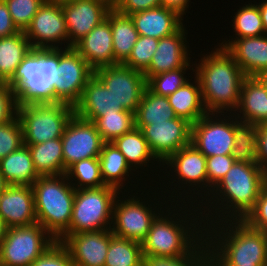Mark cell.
<instances>
[{
  "label": "cell",
  "mask_w": 267,
  "mask_h": 266,
  "mask_svg": "<svg viewBox=\"0 0 267 266\" xmlns=\"http://www.w3.org/2000/svg\"><path fill=\"white\" fill-rule=\"evenodd\" d=\"M173 211L177 212V209L168 212L169 214L167 216L166 213L163 215L164 212L161 211V214L159 213V215H157V217L153 220L146 238L141 243L143 256H164L173 258L186 256L204 239L205 229L203 228L206 227V223L202 218H199L200 216H196L197 214L195 213H189L188 215L185 211H183L186 215H184L181 219L179 217L181 213L178 214L177 212L172 215L171 213ZM187 215H193L192 217L194 219L190 217L191 221L187 220L190 219ZM198 220L200 222H198ZM202 222H204V226H201ZM200 227L203 228L200 230Z\"/></svg>",
  "instance_id": "4"
},
{
  "label": "cell",
  "mask_w": 267,
  "mask_h": 266,
  "mask_svg": "<svg viewBox=\"0 0 267 266\" xmlns=\"http://www.w3.org/2000/svg\"><path fill=\"white\" fill-rule=\"evenodd\" d=\"M197 65V66H196ZM203 104L208 113L235 111L240 102L243 80L247 77L234 61L232 55L223 47L215 48L195 64Z\"/></svg>",
  "instance_id": "2"
},
{
  "label": "cell",
  "mask_w": 267,
  "mask_h": 266,
  "mask_svg": "<svg viewBox=\"0 0 267 266\" xmlns=\"http://www.w3.org/2000/svg\"><path fill=\"white\" fill-rule=\"evenodd\" d=\"M0 173L9 185L32 186L40 177L35 171L31 152L25 144L0 159Z\"/></svg>",
  "instance_id": "27"
},
{
  "label": "cell",
  "mask_w": 267,
  "mask_h": 266,
  "mask_svg": "<svg viewBox=\"0 0 267 266\" xmlns=\"http://www.w3.org/2000/svg\"><path fill=\"white\" fill-rule=\"evenodd\" d=\"M219 47L225 48L247 77L267 70V35L234 38ZM224 43V44H223Z\"/></svg>",
  "instance_id": "21"
},
{
  "label": "cell",
  "mask_w": 267,
  "mask_h": 266,
  "mask_svg": "<svg viewBox=\"0 0 267 266\" xmlns=\"http://www.w3.org/2000/svg\"><path fill=\"white\" fill-rule=\"evenodd\" d=\"M68 180L75 189L99 188L104 186L98 157L83 159L73 163L65 172ZM74 177V178H73ZM72 178V179H71ZM76 185V186H75Z\"/></svg>",
  "instance_id": "38"
},
{
  "label": "cell",
  "mask_w": 267,
  "mask_h": 266,
  "mask_svg": "<svg viewBox=\"0 0 267 266\" xmlns=\"http://www.w3.org/2000/svg\"><path fill=\"white\" fill-rule=\"evenodd\" d=\"M94 75L106 86L114 98V104L136 112L147 80L144 73L123 64L100 67Z\"/></svg>",
  "instance_id": "11"
},
{
  "label": "cell",
  "mask_w": 267,
  "mask_h": 266,
  "mask_svg": "<svg viewBox=\"0 0 267 266\" xmlns=\"http://www.w3.org/2000/svg\"><path fill=\"white\" fill-rule=\"evenodd\" d=\"M54 242L56 240L38 223L7 228L0 243V265L30 266Z\"/></svg>",
  "instance_id": "9"
},
{
  "label": "cell",
  "mask_w": 267,
  "mask_h": 266,
  "mask_svg": "<svg viewBox=\"0 0 267 266\" xmlns=\"http://www.w3.org/2000/svg\"><path fill=\"white\" fill-rule=\"evenodd\" d=\"M73 47L93 70L118 65L114 58L111 24L107 19L92 29Z\"/></svg>",
  "instance_id": "22"
},
{
  "label": "cell",
  "mask_w": 267,
  "mask_h": 266,
  "mask_svg": "<svg viewBox=\"0 0 267 266\" xmlns=\"http://www.w3.org/2000/svg\"><path fill=\"white\" fill-rule=\"evenodd\" d=\"M255 78L261 83L264 89L267 91V70L260 72Z\"/></svg>",
  "instance_id": "54"
},
{
  "label": "cell",
  "mask_w": 267,
  "mask_h": 266,
  "mask_svg": "<svg viewBox=\"0 0 267 266\" xmlns=\"http://www.w3.org/2000/svg\"><path fill=\"white\" fill-rule=\"evenodd\" d=\"M119 194V190L107 185L76 189L69 229L57 241L62 242L70 234L111 229Z\"/></svg>",
  "instance_id": "7"
},
{
  "label": "cell",
  "mask_w": 267,
  "mask_h": 266,
  "mask_svg": "<svg viewBox=\"0 0 267 266\" xmlns=\"http://www.w3.org/2000/svg\"><path fill=\"white\" fill-rule=\"evenodd\" d=\"M210 212L213 216L209 214ZM214 215L211 210L204 216L200 215L202 219L204 217L203 221L207 220L206 223L208 221L211 223H207L205 227V239L209 248V266L267 265L266 233L250 227L244 220H225L215 224L213 223Z\"/></svg>",
  "instance_id": "1"
},
{
  "label": "cell",
  "mask_w": 267,
  "mask_h": 266,
  "mask_svg": "<svg viewBox=\"0 0 267 266\" xmlns=\"http://www.w3.org/2000/svg\"><path fill=\"white\" fill-rule=\"evenodd\" d=\"M98 158L104 184L122 192L123 180L126 181L127 176L129 177L128 173L131 174L135 168L130 167L124 155L113 143H104Z\"/></svg>",
  "instance_id": "32"
},
{
  "label": "cell",
  "mask_w": 267,
  "mask_h": 266,
  "mask_svg": "<svg viewBox=\"0 0 267 266\" xmlns=\"http://www.w3.org/2000/svg\"><path fill=\"white\" fill-rule=\"evenodd\" d=\"M46 0H4L12 21L19 31H25Z\"/></svg>",
  "instance_id": "43"
},
{
  "label": "cell",
  "mask_w": 267,
  "mask_h": 266,
  "mask_svg": "<svg viewBox=\"0 0 267 266\" xmlns=\"http://www.w3.org/2000/svg\"><path fill=\"white\" fill-rule=\"evenodd\" d=\"M28 146L35 171L39 176H57L65 174L63 146L61 138L48 140Z\"/></svg>",
  "instance_id": "31"
},
{
  "label": "cell",
  "mask_w": 267,
  "mask_h": 266,
  "mask_svg": "<svg viewBox=\"0 0 267 266\" xmlns=\"http://www.w3.org/2000/svg\"><path fill=\"white\" fill-rule=\"evenodd\" d=\"M195 80L194 84L196 85L191 84L188 80L167 97L177 117L183 118L191 124L208 113L203 104L201 87L196 76Z\"/></svg>",
  "instance_id": "28"
},
{
  "label": "cell",
  "mask_w": 267,
  "mask_h": 266,
  "mask_svg": "<svg viewBox=\"0 0 267 266\" xmlns=\"http://www.w3.org/2000/svg\"><path fill=\"white\" fill-rule=\"evenodd\" d=\"M0 218L7 228L37 223L32 187L8 185L0 194Z\"/></svg>",
  "instance_id": "19"
},
{
  "label": "cell",
  "mask_w": 267,
  "mask_h": 266,
  "mask_svg": "<svg viewBox=\"0 0 267 266\" xmlns=\"http://www.w3.org/2000/svg\"><path fill=\"white\" fill-rule=\"evenodd\" d=\"M112 8L113 0H77L63 4L69 47L102 23Z\"/></svg>",
  "instance_id": "17"
},
{
  "label": "cell",
  "mask_w": 267,
  "mask_h": 266,
  "mask_svg": "<svg viewBox=\"0 0 267 266\" xmlns=\"http://www.w3.org/2000/svg\"><path fill=\"white\" fill-rule=\"evenodd\" d=\"M59 75L53 90V102L75 106L94 70L74 47L59 49Z\"/></svg>",
  "instance_id": "10"
},
{
  "label": "cell",
  "mask_w": 267,
  "mask_h": 266,
  "mask_svg": "<svg viewBox=\"0 0 267 266\" xmlns=\"http://www.w3.org/2000/svg\"><path fill=\"white\" fill-rule=\"evenodd\" d=\"M97 131L105 143H112L116 138L135 128V114L129 110L105 113L94 122Z\"/></svg>",
  "instance_id": "37"
},
{
  "label": "cell",
  "mask_w": 267,
  "mask_h": 266,
  "mask_svg": "<svg viewBox=\"0 0 267 266\" xmlns=\"http://www.w3.org/2000/svg\"><path fill=\"white\" fill-rule=\"evenodd\" d=\"M139 35L161 39L176 33L184 20L176 11L157 7L130 15Z\"/></svg>",
  "instance_id": "25"
},
{
  "label": "cell",
  "mask_w": 267,
  "mask_h": 266,
  "mask_svg": "<svg viewBox=\"0 0 267 266\" xmlns=\"http://www.w3.org/2000/svg\"><path fill=\"white\" fill-rule=\"evenodd\" d=\"M235 14L232 20L234 21L232 27L234 26L235 36L238 35L236 38L265 35L261 13L257 4H245Z\"/></svg>",
  "instance_id": "40"
},
{
  "label": "cell",
  "mask_w": 267,
  "mask_h": 266,
  "mask_svg": "<svg viewBox=\"0 0 267 266\" xmlns=\"http://www.w3.org/2000/svg\"><path fill=\"white\" fill-rule=\"evenodd\" d=\"M7 232V227L4 221L0 218V243L4 240Z\"/></svg>",
  "instance_id": "55"
},
{
  "label": "cell",
  "mask_w": 267,
  "mask_h": 266,
  "mask_svg": "<svg viewBox=\"0 0 267 266\" xmlns=\"http://www.w3.org/2000/svg\"><path fill=\"white\" fill-rule=\"evenodd\" d=\"M49 1L63 5V4L69 3V2L77 1V0H49Z\"/></svg>",
  "instance_id": "57"
},
{
  "label": "cell",
  "mask_w": 267,
  "mask_h": 266,
  "mask_svg": "<svg viewBox=\"0 0 267 266\" xmlns=\"http://www.w3.org/2000/svg\"><path fill=\"white\" fill-rule=\"evenodd\" d=\"M256 156L257 163L267 177V123L257 125Z\"/></svg>",
  "instance_id": "50"
},
{
  "label": "cell",
  "mask_w": 267,
  "mask_h": 266,
  "mask_svg": "<svg viewBox=\"0 0 267 266\" xmlns=\"http://www.w3.org/2000/svg\"><path fill=\"white\" fill-rule=\"evenodd\" d=\"M68 181L65 174L40 176L31 186L37 223L56 241L69 229L72 218L76 189Z\"/></svg>",
  "instance_id": "6"
},
{
  "label": "cell",
  "mask_w": 267,
  "mask_h": 266,
  "mask_svg": "<svg viewBox=\"0 0 267 266\" xmlns=\"http://www.w3.org/2000/svg\"><path fill=\"white\" fill-rule=\"evenodd\" d=\"M111 24L114 58L118 64H123L130 56L139 38L130 15L121 14L114 7L106 18Z\"/></svg>",
  "instance_id": "29"
},
{
  "label": "cell",
  "mask_w": 267,
  "mask_h": 266,
  "mask_svg": "<svg viewBox=\"0 0 267 266\" xmlns=\"http://www.w3.org/2000/svg\"><path fill=\"white\" fill-rule=\"evenodd\" d=\"M137 196L118 199L114 203L111 231L114 236L142 243L146 238L153 220L159 214V209L152 207ZM120 201V202H119ZM144 203V204H143ZM150 207V208H149ZM154 210V211H153Z\"/></svg>",
  "instance_id": "12"
},
{
  "label": "cell",
  "mask_w": 267,
  "mask_h": 266,
  "mask_svg": "<svg viewBox=\"0 0 267 266\" xmlns=\"http://www.w3.org/2000/svg\"><path fill=\"white\" fill-rule=\"evenodd\" d=\"M141 243L113 236L104 266H143Z\"/></svg>",
  "instance_id": "35"
},
{
  "label": "cell",
  "mask_w": 267,
  "mask_h": 266,
  "mask_svg": "<svg viewBox=\"0 0 267 266\" xmlns=\"http://www.w3.org/2000/svg\"><path fill=\"white\" fill-rule=\"evenodd\" d=\"M143 266H209V248L204 238L188 255L182 257L144 256Z\"/></svg>",
  "instance_id": "39"
},
{
  "label": "cell",
  "mask_w": 267,
  "mask_h": 266,
  "mask_svg": "<svg viewBox=\"0 0 267 266\" xmlns=\"http://www.w3.org/2000/svg\"><path fill=\"white\" fill-rule=\"evenodd\" d=\"M5 82L2 80V78L0 77V85L4 84Z\"/></svg>",
  "instance_id": "58"
},
{
  "label": "cell",
  "mask_w": 267,
  "mask_h": 266,
  "mask_svg": "<svg viewBox=\"0 0 267 266\" xmlns=\"http://www.w3.org/2000/svg\"><path fill=\"white\" fill-rule=\"evenodd\" d=\"M164 163L174 170L179 183L183 181V184H188V190L191 192L190 186H196L197 190L202 187L209 190L206 156L191 143L172 154Z\"/></svg>",
  "instance_id": "23"
},
{
  "label": "cell",
  "mask_w": 267,
  "mask_h": 266,
  "mask_svg": "<svg viewBox=\"0 0 267 266\" xmlns=\"http://www.w3.org/2000/svg\"><path fill=\"white\" fill-rule=\"evenodd\" d=\"M235 117L254 125L267 123V91L255 77H246L240 91ZM242 114V116H241ZM241 117V118H240Z\"/></svg>",
  "instance_id": "26"
},
{
  "label": "cell",
  "mask_w": 267,
  "mask_h": 266,
  "mask_svg": "<svg viewBox=\"0 0 267 266\" xmlns=\"http://www.w3.org/2000/svg\"><path fill=\"white\" fill-rule=\"evenodd\" d=\"M251 266H267V265H251Z\"/></svg>",
  "instance_id": "59"
},
{
  "label": "cell",
  "mask_w": 267,
  "mask_h": 266,
  "mask_svg": "<svg viewBox=\"0 0 267 266\" xmlns=\"http://www.w3.org/2000/svg\"><path fill=\"white\" fill-rule=\"evenodd\" d=\"M24 33L33 49H60L58 44L61 42L62 45V41L66 40L67 46L64 44V47L68 48L69 39L62 5L46 0Z\"/></svg>",
  "instance_id": "14"
},
{
  "label": "cell",
  "mask_w": 267,
  "mask_h": 266,
  "mask_svg": "<svg viewBox=\"0 0 267 266\" xmlns=\"http://www.w3.org/2000/svg\"><path fill=\"white\" fill-rule=\"evenodd\" d=\"M234 162L235 160L231 155H215L206 157L208 188L210 193L207 190L201 191L204 192V196L206 195L205 198L203 196L201 198H208L207 196L211 194L212 188H214L218 184V182L227 174Z\"/></svg>",
  "instance_id": "45"
},
{
  "label": "cell",
  "mask_w": 267,
  "mask_h": 266,
  "mask_svg": "<svg viewBox=\"0 0 267 266\" xmlns=\"http://www.w3.org/2000/svg\"><path fill=\"white\" fill-rule=\"evenodd\" d=\"M236 119V120H235ZM257 126L234 118V148L231 156L235 162L257 163Z\"/></svg>",
  "instance_id": "36"
},
{
  "label": "cell",
  "mask_w": 267,
  "mask_h": 266,
  "mask_svg": "<svg viewBox=\"0 0 267 266\" xmlns=\"http://www.w3.org/2000/svg\"><path fill=\"white\" fill-rule=\"evenodd\" d=\"M122 110L126 109L114 104L110 91L95 75L88 80L79 102L74 106L76 116L91 122L105 113Z\"/></svg>",
  "instance_id": "24"
},
{
  "label": "cell",
  "mask_w": 267,
  "mask_h": 266,
  "mask_svg": "<svg viewBox=\"0 0 267 266\" xmlns=\"http://www.w3.org/2000/svg\"><path fill=\"white\" fill-rule=\"evenodd\" d=\"M59 77V49H32L9 84L18 104L53 102Z\"/></svg>",
  "instance_id": "5"
},
{
  "label": "cell",
  "mask_w": 267,
  "mask_h": 266,
  "mask_svg": "<svg viewBox=\"0 0 267 266\" xmlns=\"http://www.w3.org/2000/svg\"><path fill=\"white\" fill-rule=\"evenodd\" d=\"M189 66L190 62L185 67L152 76L147 81V87L157 95L168 97L189 80L184 77Z\"/></svg>",
  "instance_id": "41"
},
{
  "label": "cell",
  "mask_w": 267,
  "mask_h": 266,
  "mask_svg": "<svg viewBox=\"0 0 267 266\" xmlns=\"http://www.w3.org/2000/svg\"><path fill=\"white\" fill-rule=\"evenodd\" d=\"M23 144L22 127L17 116L7 123L0 124V159L16 151Z\"/></svg>",
  "instance_id": "44"
},
{
  "label": "cell",
  "mask_w": 267,
  "mask_h": 266,
  "mask_svg": "<svg viewBox=\"0 0 267 266\" xmlns=\"http://www.w3.org/2000/svg\"><path fill=\"white\" fill-rule=\"evenodd\" d=\"M184 25L174 34L159 39L149 67L143 72L148 81L152 76L185 67L189 62V50Z\"/></svg>",
  "instance_id": "20"
},
{
  "label": "cell",
  "mask_w": 267,
  "mask_h": 266,
  "mask_svg": "<svg viewBox=\"0 0 267 266\" xmlns=\"http://www.w3.org/2000/svg\"><path fill=\"white\" fill-rule=\"evenodd\" d=\"M30 266H74V263L68 249L56 241Z\"/></svg>",
  "instance_id": "46"
},
{
  "label": "cell",
  "mask_w": 267,
  "mask_h": 266,
  "mask_svg": "<svg viewBox=\"0 0 267 266\" xmlns=\"http://www.w3.org/2000/svg\"><path fill=\"white\" fill-rule=\"evenodd\" d=\"M189 0H161V6L176 11L180 16H184L188 8Z\"/></svg>",
  "instance_id": "52"
},
{
  "label": "cell",
  "mask_w": 267,
  "mask_h": 266,
  "mask_svg": "<svg viewBox=\"0 0 267 266\" xmlns=\"http://www.w3.org/2000/svg\"><path fill=\"white\" fill-rule=\"evenodd\" d=\"M258 6L262 17L264 32L267 35V0H263L262 3L259 2Z\"/></svg>",
  "instance_id": "53"
},
{
  "label": "cell",
  "mask_w": 267,
  "mask_h": 266,
  "mask_svg": "<svg viewBox=\"0 0 267 266\" xmlns=\"http://www.w3.org/2000/svg\"><path fill=\"white\" fill-rule=\"evenodd\" d=\"M74 114V107L62 102L19 103L17 117L23 143L38 144L61 138Z\"/></svg>",
  "instance_id": "8"
},
{
  "label": "cell",
  "mask_w": 267,
  "mask_h": 266,
  "mask_svg": "<svg viewBox=\"0 0 267 266\" xmlns=\"http://www.w3.org/2000/svg\"><path fill=\"white\" fill-rule=\"evenodd\" d=\"M243 220L250 227L267 234V184L261 190L254 208Z\"/></svg>",
  "instance_id": "47"
},
{
  "label": "cell",
  "mask_w": 267,
  "mask_h": 266,
  "mask_svg": "<svg viewBox=\"0 0 267 266\" xmlns=\"http://www.w3.org/2000/svg\"><path fill=\"white\" fill-rule=\"evenodd\" d=\"M266 184L267 177L258 163L234 162L227 174L212 189V194L208 196L212 195L210 204L213 206L210 204L209 206L215 209L213 211L216 214L215 223L219 220L220 222L231 219L243 220L254 208L261 190Z\"/></svg>",
  "instance_id": "3"
},
{
  "label": "cell",
  "mask_w": 267,
  "mask_h": 266,
  "mask_svg": "<svg viewBox=\"0 0 267 266\" xmlns=\"http://www.w3.org/2000/svg\"><path fill=\"white\" fill-rule=\"evenodd\" d=\"M9 184L6 182L5 178L0 173V194L7 188Z\"/></svg>",
  "instance_id": "56"
},
{
  "label": "cell",
  "mask_w": 267,
  "mask_h": 266,
  "mask_svg": "<svg viewBox=\"0 0 267 266\" xmlns=\"http://www.w3.org/2000/svg\"><path fill=\"white\" fill-rule=\"evenodd\" d=\"M191 126L183 118L143 126L140 130L156 161L163 163L179 149L191 143Z\"/></svg>",
  "instance_id": "16"
},
{
  "label": "cell",
  "mask_w": 267,
  "mask_h": 266,
  "mask_svg": "<svg viewBox=\"0 0 267 266\" xmlns=\"http://www.w3.org/2000/svg\"><path fill=\"white\" fill-rule=\"evenodd\" d=\"M15 91L9 83L0 85V124L7 123L17 116Z\"/></svg>",
  "instance_id": "48"
},
{
  "label": "cell",
  "mask_w": 267,
  "mask_h": 266,
  "mask_svg": "<svg viewBox=\"0 0 267 266\" xmlns=\"http://www.w3.org/2000/svg\"><path fill=\"white\" fill-rule=\"evenodd\" d=\"M111 229L68 235L61 243L68 249L74 266H104Z\"/></svg>",
  "instance_id": "18"
},
{
  "label": "cell",
  "mask_w": 267,
  "mask_h": 266,
  "mask_svg": "<svg viewBox=\"0 0 267 266\" xmlns=\"http://www.w3.org/2000/svg\"><path fill=\"white\" fill-rule=\"evenodd\" d=\"M112 143L124 155L126 162L131 168L135 167L137 169L140 166L143 167L144 165L151 163L149 161H154L156 159L152 154L142 131L136 127L132 131L116 138Z\"/></svg>",
  "instance_id": "34"
},
{
  "label": "cell",
  "mask_w": 267,
  "mask_h": 266,
  "mask_svg": "<svg viewBox=\"0 0 267 266\" xmlns=\"http://www.w3.org/2000/svg\"><path fill=\"white\" fill-rule=\"evenodd\" d=\"M159 39L140 35L124 66L144 72L150 65Z\"/></svg>",
  "instance_id": "42"
},
{
  "label": "cell",
  "mask_w": 267,
  "mask_h": 266,
  "mask_svg": "<svg viewBox=\"0 0 267 266\" xmlns=\"http://www.w3.org/2000/svg\"><path fill=\"white\" fill-rule=\"evenodd\" d=\"M134 114L135 127L137 129L177 117L168 98L155 94L148 87L144 90L141 101Z\"/></svg>",
  "instance_id": "33"
},
{
  "label": "cell",
  "mask_w": 267,
  "mask_h": 266,
  "mask_svg": "<svg viewBox=\"0 0 267 266\" xmlns=\"http://www.w3.org/2000/svg\"><path fill=\"white\" fill-rule=\"evenodd\" d=\"M161 6V0H113V7L121 14L131 15Z\"/></svg>",
  "instance_id": "49"
},
{
  "label": "cell",
  "mask_w": 267,
  "mask_h": 266,
  "mask_svg": "<svg viewBox=\"0 0 267 266\" xmlns=\"http://www.w3.org/2000/svg\"><path fill=\"white\" fill-rule=\"evenodd\" d=\"M61 141L66 169L77 161L99 157L105 143L93 122L75 114L67 123Z\"/></svg>",
  "instance_id": "15"
},
{
  "label": "cell",
  "mask_w": 267,
  "mask_h": 266,
  "mask_svg": "<svg viewBox=\"0 0 267 266\" xmlns=\"http://www.w3.org/2000/svg\"><path fill=\"white\" fill-rule=\"evenodd\" d=\"M32 49L24 31L0 38V77L4 82L15 78L19 65Z\"/></svg>",
  "instance_id": "30"
},
{
  "label": "cell",
  "mask_w": 267,
  "mask_h": 266,
  "mask_svg": "<svg viewBox=\"0 0 267 266\" xmlns=\"http://www.w3.org/2000/svg\"><path fill=\"white\" fill-rule=\"evenodd\" d=\"M218 115L207 113L191 126V144L206 157L231 155L235 145L233 118L227 116L229 120Z\"/></svg>",
  "instance_id": "13"
},
{
  "label": "cell",
  "mask_w": 267,
  "mask_h": 266,
  "mask_svg": "<svg viewBox=\"0 0 267 266\" xmlns=\"http://www.w3.org/2000/svg\"><path fill=\"white\" fill-rule=\"evenodd\" d=\"M18 32L6 3L4 0H0V38L12 36Z\"/></svg>",
  "instance_id": "51"
}]
</instances>
